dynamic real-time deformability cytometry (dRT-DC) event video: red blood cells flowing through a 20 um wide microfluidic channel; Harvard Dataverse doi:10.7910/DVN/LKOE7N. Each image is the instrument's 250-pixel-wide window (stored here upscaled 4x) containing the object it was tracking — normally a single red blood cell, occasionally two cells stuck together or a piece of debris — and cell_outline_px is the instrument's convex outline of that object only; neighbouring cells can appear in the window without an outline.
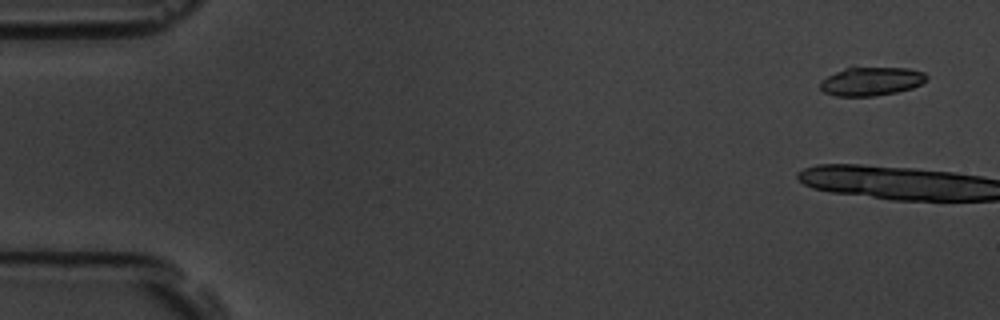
{"species": "common noctule bat (a hibernating species)", "species_latin": "Nyctalus noctula", "temperature_condition": "room temperature", "stored_images_in_passage": 6, "camera_frame_rate_fps": 3000, "um_per_image_px": 0.085, "animal": {"sex": "male", "body_mass_g": 19.5, "forearm_length_mm": 54.6}, "frame": {"image": 1, "passage_image": 1, "time_ms": 0.0, "image_size_px": [1000, 320], "cell_outline_px": [[928, 80], [912, 88], [896, 92], [872, 96], [836, 96], [824, 92], [820, 88], [820, 80], [844, 68], [908, 68], [924, 72], [928, 76]], "centroid_in_image_um": [74.07, 6.91], "position_along_channel_um": 10.9, "area_um2": 17.63}}